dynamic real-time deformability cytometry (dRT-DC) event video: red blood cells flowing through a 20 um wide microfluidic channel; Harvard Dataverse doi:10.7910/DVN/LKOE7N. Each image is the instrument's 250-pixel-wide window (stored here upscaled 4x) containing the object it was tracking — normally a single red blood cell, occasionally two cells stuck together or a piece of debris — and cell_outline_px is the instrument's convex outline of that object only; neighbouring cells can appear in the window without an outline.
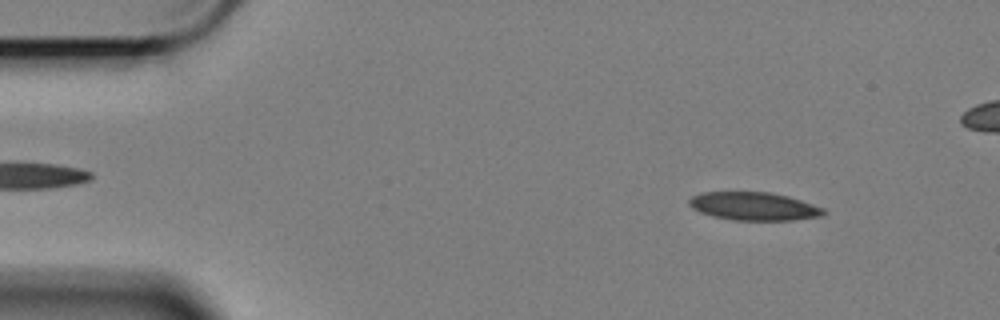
{"species": "Egyptian fruit bat (a non-hibernating species)", "species_latin": "Rousettus aegyptiacus", "temperature_condition": "cold", "stored_images_in_passage": 54, "camera_frame_rate_fps": 3000, "um_per_image_px": 0.085, "animal": {"sex": "female"}, "frame": {"image": 1, "passage_image": 6, "time_ms": 1.667, "image_size_px": [1000, 320], "cell_outline_px": [[828, 212], [820, 216], [792, 220], [736, 220], [716, 216], [700, 212], [692, 208], [688, 204], [688, 200], [692, 196], [700, 192], [768, 192], [788, 196], [824, 208]], "centroid_in_image_um": [64.07, 17.52], "position_along_channel_um": 20.9, "area_um2": 21.91}}
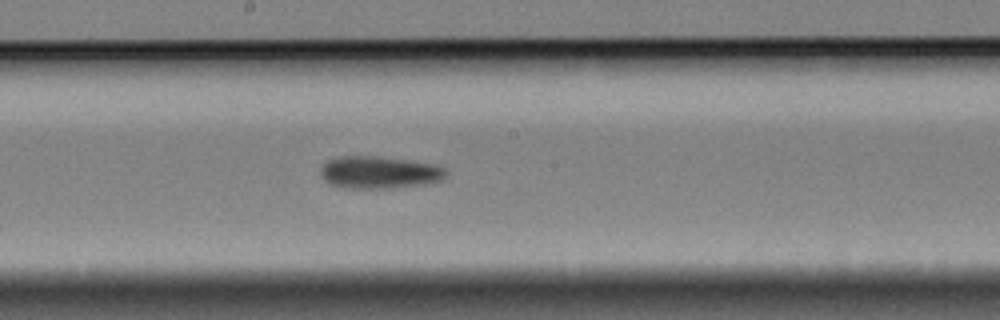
{"frame": {"image": 2, "passage_image": 30, "time_ms": 9.667, "image_size_px": [1000, 320], "cell_outline_px": [[448, 172], [444, 180], [424, 184], [388, 188], [340, 188], [328, 184], [324, 180], [320, 172], [320, 168], [328, 160], [336, 156], [376, 156], [436, 164], [444, 168]], "centroid_in_image_um": [32.22, 14.65], "position_along_channel_um": 216.0, "area_um2": 23.87}}
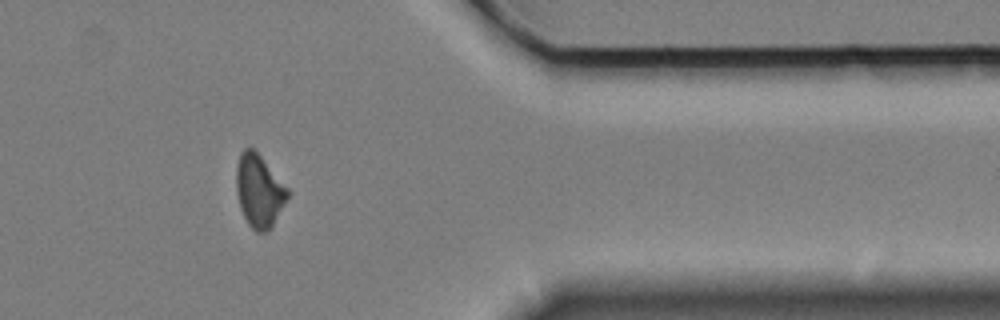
{"frame": {"image": 3, "passage_image": 47, "time_ms": 15.333, "image_size_px": [1000, 320], "cell_outline_px": [[288, 196], [272, 224], [264, 232], [256, 232], [248, 224], [240, 208], [236, 188], [236, 168], [240, 152], [244, 148], [252, 148], [260, 156], [288, 188]], "centroid_in_image_um": [21.99, 16.2], "position_along_channel_um": 389.4, "area_um2": 21.15}}